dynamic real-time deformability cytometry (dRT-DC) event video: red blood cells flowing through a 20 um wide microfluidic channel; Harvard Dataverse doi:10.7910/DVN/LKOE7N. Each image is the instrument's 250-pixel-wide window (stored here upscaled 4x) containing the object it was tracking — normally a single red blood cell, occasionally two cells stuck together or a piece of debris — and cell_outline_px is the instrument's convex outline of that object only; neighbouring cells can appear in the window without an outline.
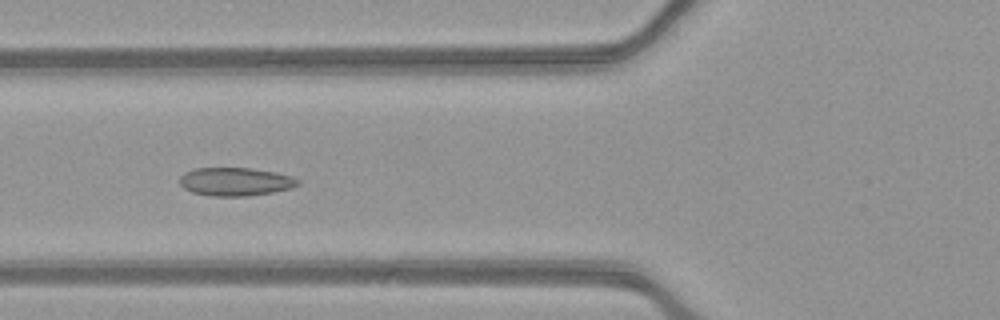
{"species": "common noctule bat (a hibernating species)", "species_latin": "Nyctalus noctula", "temperature_condition": "warm", "stored_images_in_passage": 52, "camera_frame_rate_fps": 3000, "um_per_image_px": 0.085, "animal": {"sex": "female", "body_mass_g": 21.9}, "frame": {"image": 1, "passage_image": 20, "time_ms": 6.333, "image_size_px": [1000, 320], "cell_outline_px": [[300, 184], [292, 188], [272, 192], [248, 196], [212, 196], [192, 192], [184, 188], [180, 184], [180, 176], [184, 172], [196, 168], [252, 168], [276, 172], [292, 176], [300, 180]], "centroid_in_image_um": [20.03, 15.44], "position_along_channel_um": 105.8, "area_um2": 19.59}}
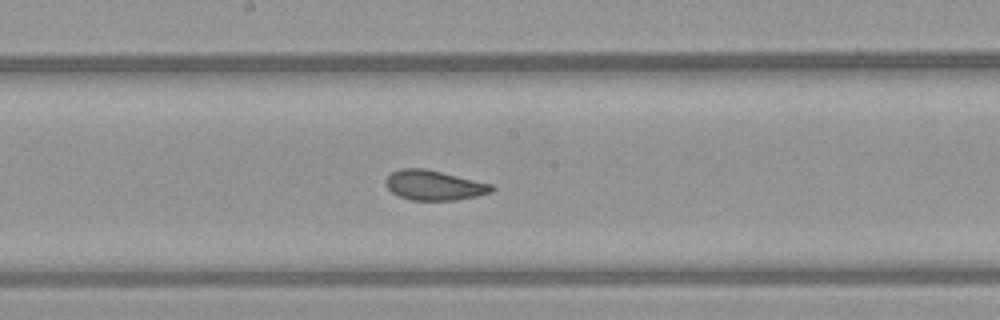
{"frame": {"image": 2, "passage_image": 28, "time_ms": 9.0, "image_size_px": [1000, 320], "cell_outline_px": [[496, 188], [492, 192], [476, 196], [456, 200], [412, 200], [400, 196], [392, 192], [388, 188], [384, 180], [392, 172], [400, 168], [424, 168], [492, 184]], "centroid_in_image_um": [36.9, 15.74], "position_along_channel_um": 211.3, "area_um2": 18.32}}
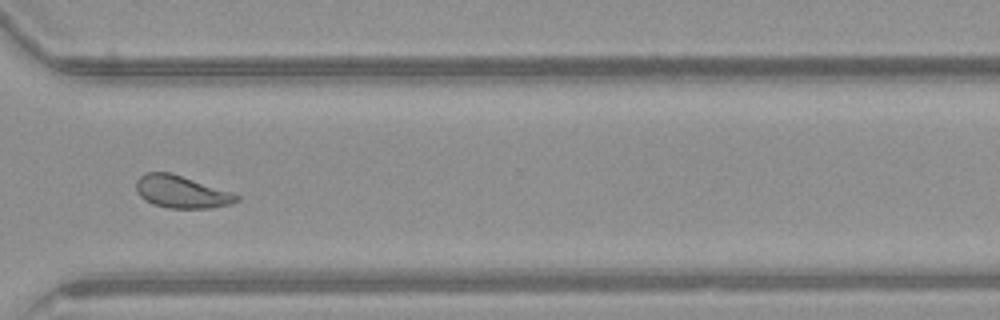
{"frame": {"image": 3, "passage_image": 39, "time_ms": 12.667, "image_size_px": [1000, 320], "cell_outline_px": [[240, 200], [232, 204], [208, 208], [168, 208], [152, 204], [144, 200], [136, 192], [136, 180], [144, 172], [172, 172], [232, 192], [240, 196]], "centroid_in_image_um": [15.41, 16.3], "position_along_channel_um": 355.2, "area_um2": 19.25}, "authors_computed_cell_mechanics": {"area_um2": 19.7387, "velocity_mm_per_s": 3.934, "shape_relaxation_time_tau1_ms": 4.6709, "shape_relaxation_time_tau2_ms": 1.2306, "deformation_change_tau1": 0.1108, "deformation_change_tau2": 0.0644}}